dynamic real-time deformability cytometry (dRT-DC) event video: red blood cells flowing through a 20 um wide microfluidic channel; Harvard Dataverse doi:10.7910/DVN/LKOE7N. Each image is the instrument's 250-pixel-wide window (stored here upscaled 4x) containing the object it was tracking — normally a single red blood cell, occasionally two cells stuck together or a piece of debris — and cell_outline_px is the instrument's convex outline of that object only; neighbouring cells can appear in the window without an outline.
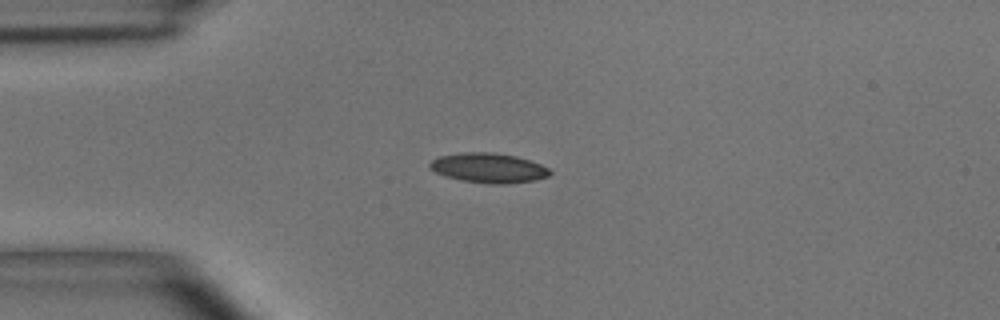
{"species": "common noctule bat (a hibernating species)", "species_latin": "Nyctalus noctula", "temperature_condition": "room temperature", "stored_images_in_passage": 55, "camera_frame_rate_fps": 3000, "um_per_image_px": 0.085, "animal": {"sex": "male", "body_mass_g": 15.6}, "frame": {"image": 1, "passage_image": 14, "time_ms": 4.333, "image_size_px": [1000, 320], "cell_outline_px": [[552, 172], [548, 176], [536, 180], [504, 184], [492, 184], [464, 180], [448, 176], [436, 172], [428, 164], [432, 160], [440, 156], [460, 152], [492, 152], [516, 156], [540, 164], [548, 168]], "centroid_in_image_um": [41.56, 14.26], "position_along_channel_um": 43.4, "area_um2": 20.52}}
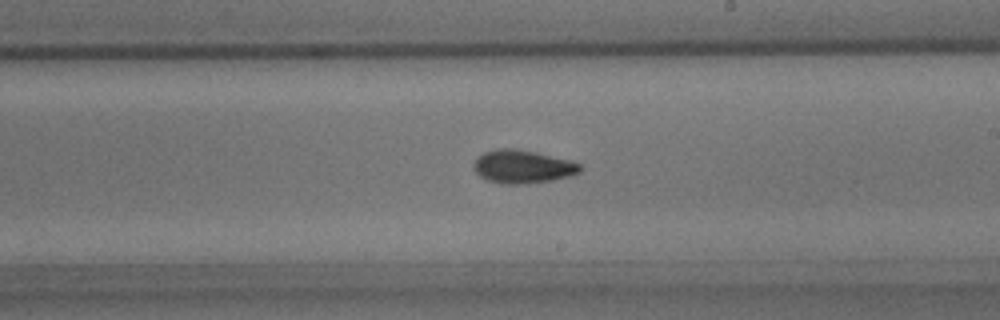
{"frame": {"image": 2, "passage_image": 32, "time_ms": 10.333, "image_size_px": [1000, 320], "cell_outline_px": [[580, 172], [572, 176], [552, 180], [520, 184], [500, 184], [488, 180], [480, 176], [472, 168], [472, 164], [476, 156], [484, 152], [496, 148], [516, 148], [536, 152], [572, 160], [580, 164]], "centroid_in_image_um": [44.39, 14.15], "position_along_channel_um": 244.6, "area_um2": 20.92}}
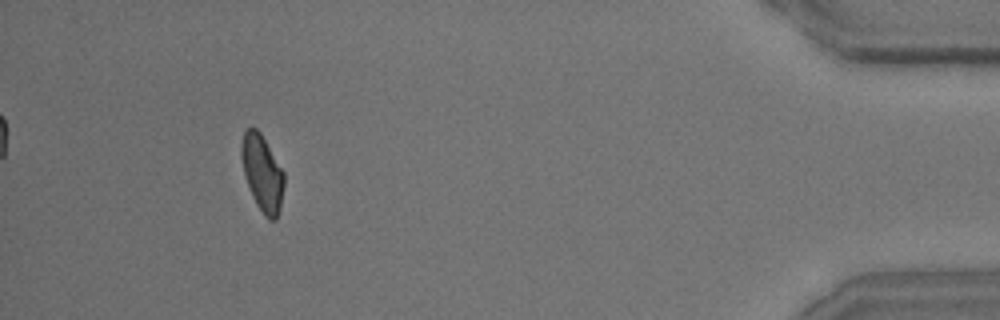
{"frame": {"image": 3, "passage_image": 51, "time_ms": 16.667, "image_size_px": [1000, 320], "cell_outline_px": [[284, 184], [280, 208], [276, 220], [268, 220], [264, 216], [256, 204], [252, 196], [244, 172], [240, 152], [240, 144], [244, 132], [248, 128], [256, 128], [260, 132], [284, 172]], "centroid_in_image_um": [22.29, 14.72], "position_along_channel_um": 412.9, "area_um2": 18.84}, "authors_computed_cell_mechanics": {"area_um2": 19.4208, "velocity_mm_per_s": 3.6479, "shape_relaxation_time_tau1_ms": 6.195, "shape_relaxation_time_tau2_ms": 3.0251, "deformation_change_tau1": 0.1542, "deformation_change_tau2": 0.0883}}